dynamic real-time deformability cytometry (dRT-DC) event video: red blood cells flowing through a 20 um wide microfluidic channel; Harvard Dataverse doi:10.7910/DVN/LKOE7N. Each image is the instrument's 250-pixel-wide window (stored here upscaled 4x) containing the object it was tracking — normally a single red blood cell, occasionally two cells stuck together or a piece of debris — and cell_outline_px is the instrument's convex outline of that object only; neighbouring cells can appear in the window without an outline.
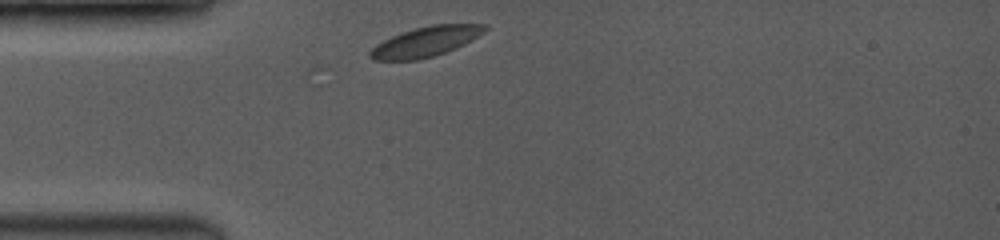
{"species": "common noctule bat (a hibernating species)", "species_latin": "Nyctalus noctula", "temperature_condition": "room temperature", "stored_images_in_passage": 30, "camera_frame_rate_fps": 3500, "um_per_image_px": 0.085, "animal": {"sex": "female", "body_mass_g": 19.0, "forearm_length_mm": 53.3}, "frame": {"image": 1, "passage_image": 1, "time_ms": 0.0, "image_size_px": [1000, 240], "cell_outline_px": [[488, 28], [484, 32], [464, 44], [444, 52], [432, 56], [416, 60], [372, 60], [368, 56], [368, 52], [376, 44], [392, 36], [416, 28], [432, 24], [488, 24]], "centroid_in_image_um": [36.16, 3.54], "position_along_channel_um": 48.8, "area_um2": 19.77}}
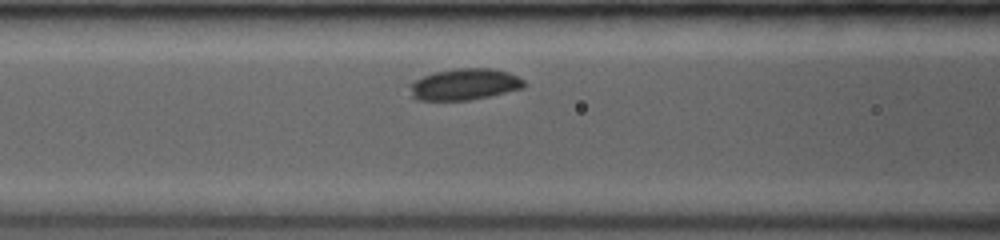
{"frame": {"image": 2, "passage_image": 9, "time_ms": 2.286, "image_size_px": [1000, 240], "cell_outline_px": [[524, 88], [488, 96], [468, 100], [416, 100], [412, 96], [408, 84], [432, 72], [456, 68], [492, 68], [508, 72], [524, 80]], "centroid_in_image_um": [39.46, 7.16], "position_along_channel_um": 127.1, "area_um2": 20.87}}
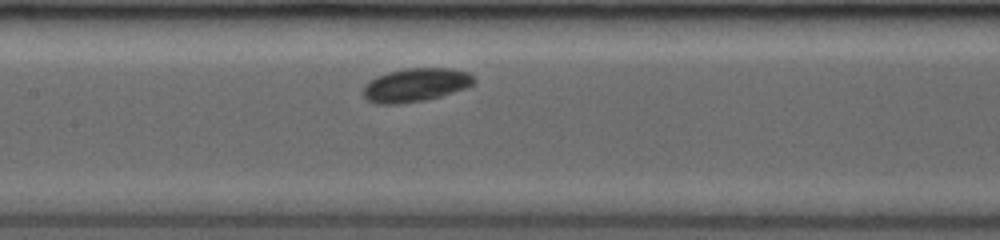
{"frame": {"image": 3, "passage_image": 13, "time_ms": 3.429, "image_size_px": [1000, 240], "cell_outline_px": [[476, 80], [468, 88], [440, 96], [424, 100], [396, 104], [376, 104], [368, 100], [364, 96], [364, 84], [368, 80], [376, 76], [388, 72], [404, 68], [452, 68], [468, 72], [476, 76]], "centroid_in_image_um": [35.35, 7.21], "position_along_channel_um": 172.1, "area_um2": 21.85}}